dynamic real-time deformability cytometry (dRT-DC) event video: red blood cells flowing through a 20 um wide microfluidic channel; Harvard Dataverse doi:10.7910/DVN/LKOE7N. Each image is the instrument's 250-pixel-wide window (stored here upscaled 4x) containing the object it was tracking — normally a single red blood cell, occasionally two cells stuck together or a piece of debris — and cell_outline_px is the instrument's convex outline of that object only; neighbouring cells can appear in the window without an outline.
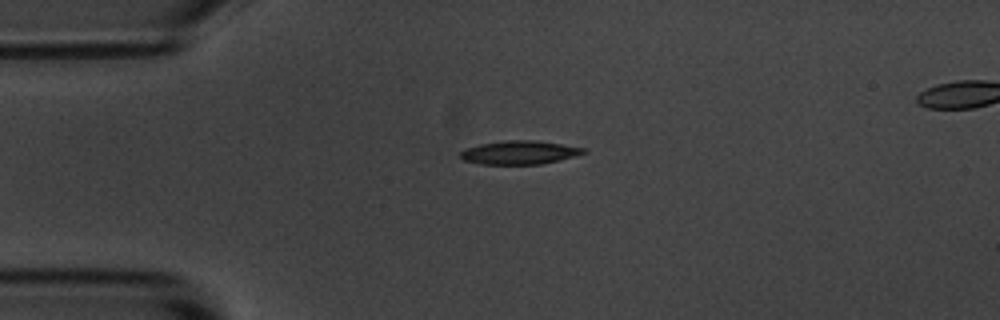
{"species": "common noctule bat (a hibernating species)", "species_latin": "Nyctalus noctula", "temperature_condition": "room temperature", "stored_images_in_passage": 4, "camera_frame_rate_fps": 3000, "um_per_image_px": 0.085, "animal": {"sex": "male", "body_mass_g": 20.1, "forearm_length_mm": 53.5}, "frame": {"image": 1, "passage_image": 2, "time_ms": 2.0, "image_size_px": [1000, 320], "cell_outline_px": [[588, 152], [576, 156], [560, 160], [540, 164], [480, 164], [464, 160], [460, 156], [460, 152], [464, 148], [480, 144], [508, 140], [536, 140], [584, 148]], "centroid_in_image_um": [44.15, 12.96], "position_along_channel_um": 40.8, "area_um2": 16.88}}